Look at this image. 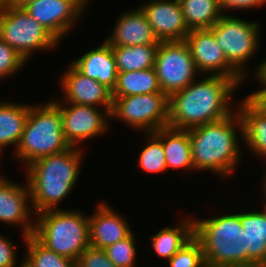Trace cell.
Instances as JSON below:
<instances>
[{
	"label": "cell",
	"mask_w": 266,
	"mask_h": 267,
	"mask_svg": "<svg viewBox=\"0 0 266 267\" xmlns=\"http://www.w3.org/2000/svg\"><path fill=\"white\" fill-rule=\"evenodd\" d=\"M153 134L163 144L167 170L168 168L195 170L188 130L166 126L156 130Z\"/></svg>",
	"instance_id": "ffe728a7"
},
{
	"label": "cell",
	"mask_w": 266,
	"mask_h": 267,
	"mask_svg": "<svg viewBox=\"0 0 266 267\" xmlns=\"http://www.w3.org/2000/svg\"><path fill=\"white\" fill-rule=\"evenodd\" d=\"M115 25L111 35L105 39L111 46L160 43L140 7L121 14Z\"/></svg>",
	"instance_id": "ac0fdd59"
},
{
	"label": "cell",
	"mask_w": 266,
	"mask_h": 267,
	"mask_svg": "<svg viewBox=\"0 0 266 267\" xmlns=\"http://www.w3.org/2000/svg\"><path fill=\"white\" fill-rule=\"evenodd\" d=\"M264 207H265V208L263 209L264 211H261V212L264 214V216H265V218H266V200H265V203H264Z\"/></svg>",
	"instance_id": "b9f144b4"
},
{
	"label": "cell",
	"mask_w": 266,
	"mask_h": 267,
	"mask_svg": "<svg viewBox=\"0 0 266 267\" xmlns=\"http://www.w3.org/2000/svg\"><path fill=\"white\" fill-rule=\"evenodd\" d=\"M61 86L66 103L90 105L98 108L102 105L104 111L112 110V91L97 80L83 75L72 64L63 74Z\"/></svg>",
	"instance_id": "2e32d148"
},
{
	"label": "cell",
	"mask_w": 266,
	"mask_h": 267,
	"mask_svg": "<svg viewBox=\"0 0 266 267\" xmlns=\"http://www.w3.org/2000/svg\"><path fill=\"white\" fill-rule=\"evenodd\" d=\"M78 147L42 157L26 167L34 213L57 209L72 191L84 156Z\"/></svg>",
	"instance_id": "3957f363"
},
{
	"label": "cell",
	"mask_w": 266,
	"mask_h": 267,
	"mask_svg": "<svg viewBox=\"0 0 266 267\" xmlns=\"http://www.w3.org/2000/svg\"><path fill=\"white\" fill-rule=\"evenodd\" d=\"M15 249V246L8 238L0 235V267H16Z\"/></svg>",
	"instance_id": "836d02e7"
},
{
	"label": "cell",
	"mask_w": 266,
	"mask_h": 267,
	"mask_svg": "<svg viewBox=\"0 0 266 267\" xmlns=\"http://www.w3.org/2000/svg\"><path fill=\"white\" fill-rule=\"evenodd\" d=\"M194 237V219H185L177 227H165L151 236V245L157 255L168 261Z\"/></svg>",
	"instance_id": "cb8c5ba5"
},
{
	"label": "cell",
	"mask_w": 266,
	"mask_h": 267,
	"mask_svg": "<svg viewBox=\"0 0 266 267\" xmlns=\"http://www.w3.org/2000/svg\"><path fill=\"white\" fill-rule=\"evenodd\" d=\"M147 134V146L140 152L138 166L143 172L159 173L167 170L162 142L153 134Z\"/></svg>",
	"instance_id": "f1b7e54d"
},
{
	"label": "cell",
	"mask_w": 266,
	"mask_h": 267,
	"mask_svg": "<svg viewBox=\"0 0 266 267\" xmlns=\"http://www.w3.org/2000/svg\"><path fill=\"white\" fill-rule=\"evenodd\" d=\"M0 38L27 61L34 51L55 48L59 42L23 8L0 11Z\"/></svg>",
	"instance_id": "52a82bcc"
},
{
	"label": "cell",
	"mask_w": 266,
	"mask_h": 267,
	"mask_svg": "<svg viewBox=\"0 0 266 267\" xmlns=\"http://www.w3.org/2000/svg\"><path fill=\"white\" fill-rule=\"evenodd\" d=\"M78 1L86 8L90 0H78Z\"/></svg>",
	"instance_id": "60d3db41"
},
{
	"label": "cell",
	"mask_w": 266,
	"mask_h": 267,
	"mask_svg": "<svg viewBox=\"0 0 266 267\" xmlns=\"http://www.w3.org/2000/svg\"><path fill=\"white\" fill-rule=\"evenodd\" d=\"M239 102L238 113L242 120L243 138L248 149L266 159V115L247 97Z\"/></svg>",
	"instance_id": "7402d4cb"
},
{
	"label": "cell",
	"mask_w": 266,
	"mask_h": 267,
	"mask_svg": "<svg viewBox=\"0 0 266 267\" xmlns=\"http://www.w3.org/2000/svg\"><path fill=\"white\" fill-rule=\"evenodd\" d=\"M35 1V0H11L10 6L16 7V8H23L28 3Z\"/></svg>",
	"instance_id": "74e56055"
},
{
	"label": "cell",
	"mask_w": 266,
	"mask_h": 267,
	"mask_svg": "<svg viewBox=\"0 0 266 267\" xmlns=\"http://www.w3.org/2000/svg\"><path fill=\"white\" fill-rule=\"evenodd\" d=\"M210 30L228 63L245 79L246 63L258 50L259 24L223 13Z\"/></svg>",
	"instance_id": "ba28073f"
},
{
	"label": "cell",
	"mask_w": 266,
	"mask_h": 267,
	"mask_svg": "<svg viewBox=\"0 0 266 267\" xmlns=\"http://www.w3.org/2000/svg\"><path fill=\"white\" fill-rule=\"evenodd\" d=\"M35 216L33 235L56 254L77 261L90 246L89 217L84 213L57 208Z\"/></svg>",
	"instance_id": "5b68a950"
},
{
	"label": "cell",
	"mask_w": 266,
	"mask_h": 267,
	"mask_svg": "<svg viewBox=\"0 0 266 267\" xmlns=\"http://www.w3.org/2000/svg\"><path fill=\"white\" fill-rule=\"evenodd\" d=\"M134 235L131 233L128 237L104 249L108 258L116 267H135L137 250Z\"/></svg>",
	"instance_id": "f546056e"
},
{
	"label": "cell",
	"mask_w": 266,
	"mask_h": 267,
	"mask_svg": "<svg viewBox=\"0 0 266 267\" xmlns=\"http://www.w3.org/2000/svg\"><path fill=\"white\" fill-rule=\"evenodd\" d=\"M26 183L27 187L0 176V222L21 226L23 241L35 230L33 218L30 216L34 210L29 209L32 208L31 192L27 181Z\"/></svg>",
	"instance_id": "9a60e30c"
},
{
	"label": "cell",
	"mask_w": 266,
	"mask_h": 267,
	"mask_svg": "<svg viewBox=\"0 0 266 267\" xmlns=\"http://www.w3.org/2000/svg\"><path fill=\"white\" fill-rule=\"evenodd\" d=\"M20 267H26L24 264H23V262L20 264Z\"/></svg>",
	"instance_id": "7bdbcfd3"
},
{
	"label": "cell",
	"mask_w": 266,
	"mask_h": 267,
	"mask_svg": "<svg viewBox=\"0 0 266 267\" xmlns=\"http://www.w3.org/2000/svg\"><path fill=\"white\" fill-rule=\"evenodd\" d=\"M167 262L169 267H205L204 254L200 242L193 237Z\"/></svg>",
	"instance_id": "4dcf8cb0"
},
{
	"label": "cell",
	"mask_w": 266,
	"mask_h": 267,
	"mask_svg": "<svg viewBox=\"0 0 266 267\" xmlns=\"http://www.w3.org/2000/svg\"><path fill=\"white\" fill-rule=\"evenodd\" d=\"M52 101L59 107L63 134L70 146L78 147L77 143L105 134L103 132L107 131L111 111L103 113L96 106L75 103H69L70 106L67 104L66 108L58 100Z\"/></svg>",
	"instance_id": "8fae6325"
},
{
	"label": "cell",
	"mask_w": 266,
	"mask_h": 267,
	"mask_svg": "<svg viewBox=\"0 0 266 267\" xmlns=\"http://www.w3.org/2000/svg\"><path fill=\"white\" fill-rule=\"evenodd\" d=\"M24 243L28 253L23 261L26 267H77V261L51 251L33 234L27 236Z\"/></svg>",
	"instance_id": "83f0119b"
},
{
	"label": "cell",
	"mask_w": 266,
	"mask_h": 267,
	"mask_svg": "<svg viewBox=\"0 0 266 267\" xmlns=\"http://www.w3.org/2000/svg\"><path fill=\"white\" fill-rule=\"evenodd\" d=\"M140 6L160 42L183 41L191 31L179 0H149Z\"/></svg>",
	"instance_id": "5bb4252c"
},
{
	"label": "cell",
	"mask_w": 266,
	"mask_h": 267,
	"mask_svg": "<svg viewBox=\"0 0 266 267\" xmlns=\"http://www.w3.org/2000/svg\"><path fill=\"white\" fill-rule=\"evenodd\" d=\"M154 69L160 88L168 97L191 84L199 73L185 40L160 42Z\"/></svg>",
	"instance_id": "30bf717a"
},
{
	"label": "cell",
	"mask_w": 266,
	"mask_h": 267,
	"mask_svg": "<svg viewBox=\"0 0 266 267\" xmlns=\"http://www.w3.org/2000/svg\"><path fill=\"white\" fill-rule=\"evenodd\" d=\"M219 3L225 13V11L229 9H251L261 5L263 6L266 0H219Z\"/></svg>",
	"instance_id": "e575fe53"
},
{
	"label": "cell",
	"mask_w": 266,
	"mask_h": 267,
	"mask_svg": "<svg viewBox=\"0 0 266 267\" xmlns=\"http://www.w3.org/2000/svg\"><path fill=\"white\" fill-rule=\"evenodd\" d=\"M97 206L94 215L89 216L90 246L105 249L132 233L128 222L111 206L103 204V202Z\"/></svg>",
	"instance_id": "e0dca14e"
},
{
	"label": "cell",
	"mask_w": 266,
	"mask_h": 267,
	"mask_svg": "<svg viewBox=\"0 0 266 267\" xmlns=\"http://www.w3.org/2000/svg\"><path fill=\"white\" fill-rule=\"evenodd\" d=\"M194 237L202 246L206 265L247 267L246 239L240 213L194 220Z\"/></svg>",
	"instance_id": "277c9868"
},
{
	"label": "cell",
	"mask_w": 266,
	"mask_h": 267,
	"mask_svg": "<svg viewBox=\"0 0 266 267\" xmlns=\"http://www.w3.org/2000/svg\"><path fill=\"white\" fill-rule=\"evenodd\" d=\"M264 174L265 175H263V176H265V177H264V180H263L264 182H263V191L262 192H264V195H265L264 196V198H265L264 200H266V172Z\"/></svg>",
	"instance_id": "ab89813d"
},
{
	"label": "cell",
	"mask_w": 266,
	"mask_h": 267,
	"mask_svg": "<svg viewBox=\"0 0 266 267\" xmlns=\"http://www.w3.org/2000/svg\"><path fill=\"white\" fill-rule=\"evenodd\" d=\"M245 232L247 267H266V218L260 211L240 213Z\"/></svg>",
	"instance_id": "44dd1931"
},
{
	"label": "cell",
	"mask_w": 266,
	"mask_h": 267,
	"mask_svg": "<svg viewBox=\"0 0 266 267\" xmlns=\"http://www.w3.org/2000/svg\"><path fill=\"white\" fill-rule=\"evenodd\" d=\"M235 87L239 86L232 78L220 75L194 80L168 97V126L188 130L228 117Z\"/></svg>",
	"instance_id": "6da1fadb"
},
{
	"label": "cell",
	"mask_w": 266,
	"mask_h": 267,
	"mask_svg": "<svg viewBox=\"0 0 266 267\" xmlns=\"http://www.w3.org/2000/svg\"><path fill=\"white\" fill-rule=\"evenodd\" d=\"M247 98L266 115V89H261L248 95Z\"/></svg>",
	"instance_id": "d590c367"
},
{
	"label": "cell",
	"mask_w": 266,
	"mask_h": 267,
	"mask_svg": "<svg viewBox=\"0 0 266 267\" xmlns=\"http://www.w3.org/2000/svg\"><path fill=\"white\" fill-rule=\"evenodd\" d=\"M188 132L195 171L211 170L224 179L239 165L242 156L237 134L243 138V126L238 111L222 120L190 128Z\"/></svg>",
	"instance_id": "7a4b0ae2"
},
{
	"label": "cell",
	"mask_w": 266,
	"mask_h": 267,
	"mask_svg": "<svg viewBox=\"0 0 266 267\" xmlns=\"http://www.w3.org/2000/svg\"><path fill=\"white\" fill-rule=\"evenodd\" d=\"M185 41L189 45L197 71L232 78L238 85L244 78L228 63L223 49L210 29L191 30Z\"/></svg>",
	"instance_id": "7c38bea8"
},
{
	"label": "cell",
	"mask_w": 266,
	"mask_h": 267,
	"mask_svg": "<svg viewBox=\"0 0 266 267\" xmlns=\"http://www.w3.org/2000/svg\"><path fill=\"white\" fill-rule=\"evenodd\" d=\"M28 115L29 105L0 101V155L8 145L13 144L17 148Z\"/></svg>",
	"instance_id": "603a6c76"
},
{
	"label": "cell",
	"mask_w": 266,
	"mask_h": 267,
	"mask_svg": "<svg viewBox=\"0 0 266 267\" xmlns=\"http://www.w3.org/2000/svg\"><path fill=\"white\" fill-rule=\"evenodd\" d=\"M77 267H116L104 249L89 246L77 259Z\"/></svg>",
	"instance_id": "d6a6232c"
},
{
	"label": "cell",
	"mask_w": 266,
	"mask_h": 267,
	"mask_svg": "<svg viewBox=\"0 0 266 267\" xmlns=\"http://www.w3.org/2000/svg\"><path fill=\"white\" fill-rule=\"evenodd\" d=\"M23 9L59 41L86 8L78 0H35Z\"/></svg>",
	"instance_id": "4fadbf2b"
},
{
	"label": "cell",
	"mask_w": 266,
	"mask_h": 267,
	"mask_svg": "<svg viewBox=\"0 0 266 267\" xmlns=\"http://www.w3.org/2000/svg\"><path fill=\"white\" fill-rule=\"evenodd\" d=\"M70 147L63 134L59 107L52 100L44 106L29 105L25 128L14 152L15 159H20L27 167L42 157Z\"/></svg>",
	"instance_id": "8992f818"
},
{
	"label": "cell",
	"mask_w": 266,
	"mask_h": 267,
	"mask_svg": "<svg viewBox=\"0 0 266 267\" xmlns=\"http://www.w3.org/2000/svg\"><path fill=\"white\" fill-rule=\"evenodd\" d=\"M179 2L190 30L210 29L223 15L219 0H179Z\"/></svg>",
	"instance_id": "4316f807"
},
{
	"label": "cell",
	"mask_w": 266,
	"mask_h": 267,
	"mask_svg": "<svg viewBox=\"0 0 266 267\" xmlns=\"http://www.w3.org/2000/svg\"><path fill=\"white\" fill-rule=\"evenodd\" d=\"M263 61L257 65V69H254L256 70L254 74L256 75L257 80L264 86L263 89H266V60Z\"/></svg>",
	"instance_id": "8d00e7d4"
},
{
	"label": "cell",
	"mask_w": 266,
	"mask_h": 267,
	"mask_svg": "<svg viewBox=\"0 0 266 267\" xmlns=\"http://www.w3.org/2000/svg\"><path fill=\"white\" fill-rule=\"evenodd\" d=\"M72 65L83 75L97 80L113 91L117 80V66L112 46L104 43L80 56Z\"/></svg>",
	"instance_id": "d6986e66"
},
{
	"label": "cell",
	"mask_w": 266,
	"mask_h": 267,
	"mask_svg": "<svg viewBox=\"0 0 266 267\" xmlns=\"http://www.w3.org/2000/svg\"><path fill=\"white\" fill-rule=\"evenodd\" d=\"M162 92L154 67L138 71L118 72L112 97Z\"/></svg>",
	"instance_id": "d4e9b609"
},
{
	"label": "cell",
	"mask_w": 266,
	"mask_h": 267,
	"mask_svg": "<svg viewBox=\"0 0 266 267\" xmlns=\"http://www.w3.org/2000/svg\"><path fill=\"white\" fill-rule=\"evenodd\" d=\"M11 0H0V11L5 10L8 6H10Z\"/></svg>",
	"instance_id": "f35d334b"
},
{
	"label": "cell",
	"mask_w": 266,
	"mask_h": 267,
	"mask_svg": "<svg viewBox=\"0 0 266 267\" xmlns=\"http://www.w3.org/2000/svg\"><path fill=\"white\" fill-rule=\"evenodd\" d=\"M159 44L112 46L118 72L154 67Z\"/></svg>",
	"instance_id": "484cf974"
},
{
	"label": "cell",
	"mask_w": 266,
	"mask_h": 267,
	"mask_svg": "<svg viewBox=\"0 0 266 267\" xmlns=\"http://www.w3.org/2000/svg\"><path fill=\"white\" fill-rule=\"evenodd\" d=\"M111 119L153 133L168 126V96L163 92L113 97Z\"/></svg>",
	"instance_id": "9c48e42d"
},
{
	"label": "cell",
	"mask_w": 266,
	"mask_h": 267,
	"mask_svg": "<svg viewBox=\"0 0 266 267\" xmlns=\"http://www.w3.org/2000/svg\"><path fill=\"white\" fill-rule=\"evenodd\" d=\"M25 62L23 56L0 38V80L16 74Z\"/></svg>",
	"instance_id": "1f68e13d"
}]
</instances>
